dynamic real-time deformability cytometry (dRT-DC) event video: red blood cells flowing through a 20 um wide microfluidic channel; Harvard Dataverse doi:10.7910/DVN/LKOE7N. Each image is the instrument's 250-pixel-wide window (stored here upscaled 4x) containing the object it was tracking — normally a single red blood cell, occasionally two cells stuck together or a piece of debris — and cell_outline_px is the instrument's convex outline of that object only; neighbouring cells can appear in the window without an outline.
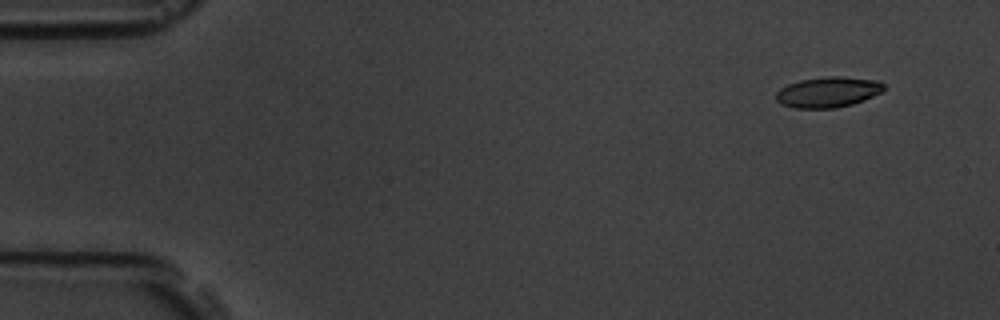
{"species": "common noctule bat (a hibernating species)", "species_latin": "Nyctalus noctula", "temperature_condition": "room temperature", "stored_images_in_passage": 5, "camera_frame_rate_fps": 3000, "um_per_image_px": 0.085, "animal": {"sex": "male", "body_mass_g": 19.5, "forearm_length_mm": 54.6}, "frame": {"image": 1, "passage_image": 2, "time_ms": 1.333, "image_size_px": [1000, 320], "cell_outline_px": [[884, 92], [864, 100], [852, 104], [836, 108], [796, 108], [780, 104], [776, 100], [776, 92], [780, 88], [788, 84], [800, 80], [828, 76], [840, 76], [880, 80], [884, 84]], "centroid_in_image_um": [70.41, 7.82], "position_along_channel_um": 14.6, "area_um2": 19.42}}
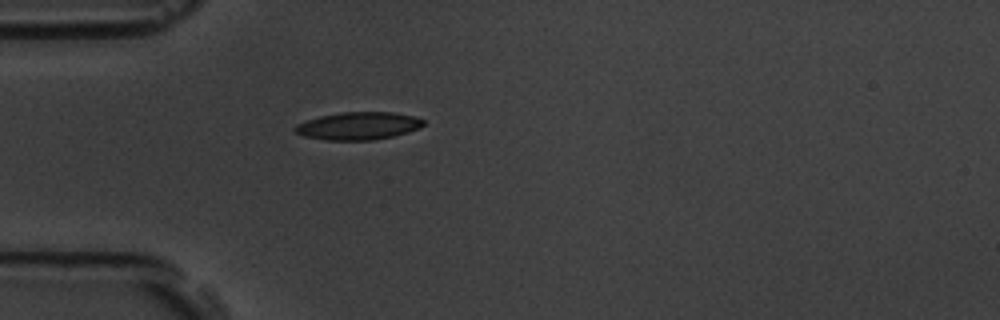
{"frame": {"image": 2, "passage_image": 5, "time_ms": 5.333, "image_size_px": [1000, 320], "cell_outline_px": [[424, 124], [420, 128], [408, 132], [392, 136], [372, 140], [328, 140], [304, 136], [296, 132], [292, 128], [296, 124], [320, 116], [340, 112], [392, 112], [412, 116], [424, 120]], "centroid_in_image_um": [30.45, 10.7], "position_along_channel_um": 54.6, "area_um2": 20.58}}